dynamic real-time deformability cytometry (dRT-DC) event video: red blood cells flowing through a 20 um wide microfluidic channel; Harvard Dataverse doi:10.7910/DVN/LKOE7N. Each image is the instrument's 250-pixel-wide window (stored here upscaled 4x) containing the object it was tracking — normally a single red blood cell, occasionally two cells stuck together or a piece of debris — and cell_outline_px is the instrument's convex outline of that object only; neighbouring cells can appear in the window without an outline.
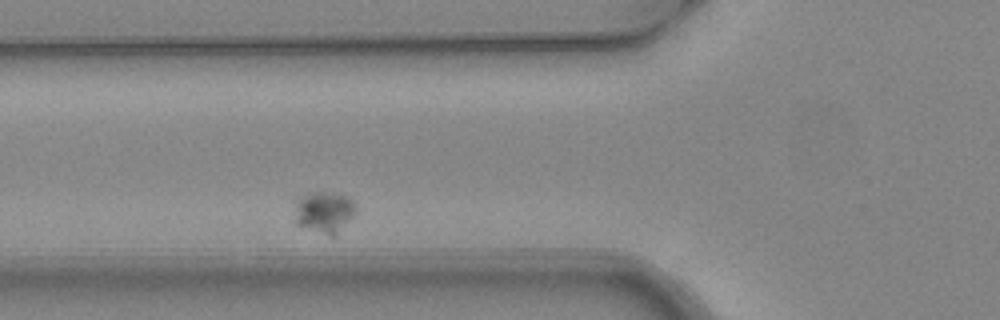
{"species": "common noctule bat (a hibernating species)", "species_latin": "Nyctalus noctula", "temperature_condition": "warm", "stored_images_in_passage": 2, "camera_frame_rate_fps": 3000, "um_per_image_px": 0.085, "animal": {"sex": "female", "body_mass_g": 24.6, "forearm_length_mm": 56.2}, "frame": {"image": 1, "passage_image": 2, "time_ms": 0.333, "image_size_px": [1000, 320], "cell_outline_px": [[356, 212], [336, 236], [328, 236], [296, 224], [296, 200], [300, 196], [308, 192], [332, 192], [348, 196], [352, 200], [356, 208]], "centroid_in_image_um": [27.57, 18.02], "position_along_channel_um": 98.2, "area_um2": 14.91}}